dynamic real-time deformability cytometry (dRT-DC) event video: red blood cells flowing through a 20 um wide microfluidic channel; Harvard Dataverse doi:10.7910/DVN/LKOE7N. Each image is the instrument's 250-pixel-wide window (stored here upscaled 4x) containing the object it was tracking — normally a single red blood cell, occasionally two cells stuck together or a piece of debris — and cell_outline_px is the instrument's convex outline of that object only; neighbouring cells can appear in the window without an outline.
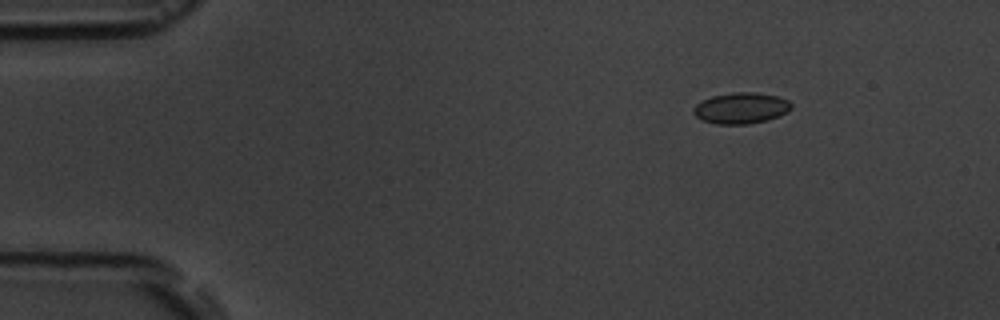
{"species": "common noctule bat (a hibernating species)", "species_latin": "Nyctalus noctula", "temperature_condition": "room temperature", "stored_images_in_passage": 8, "camera_frame_rate_fps": 3000, "um_per_image_px": 0.085, "animal": {"sex": "male", "body_mass_g": 19.5, "forearm_length_mm": 54.6}, "frame": {"image": 1, "passage_image": 3, "time_ms": 2.333, "image_size_px": [1000, 320], "cell_outline_px": [[792, 108], [788, 112], [780, 116], [768, 120], [748, 124], [716, 124], [704, 120], [696, 116], [692, 112], [692, 108], [696, 104], [712, 96], [732, 92], [756, 92], [776, 96], [788, 100], [792, 104]], "centroid_in_image_um": [63.01, 9.19], "position_along_channel_um": 22.0, "area_um2": 17.8}}
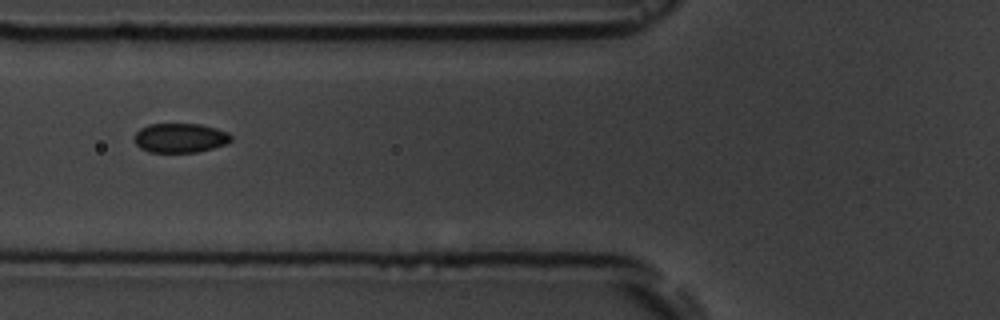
{"frame": {"image": 2, "passage_image": 7, "time_ms": 7.0, "image_size_px": [1000, 320], "cell_outline_px": [[232, 140], [228, 144], [196, 152], [148, 152], [140, 148], [136, 144], [136, 132], [140, 128], [148, 124], [200, 124], [216, 128], [228, 132], [232, 136]], "centroid_in_image_um": [15.34, 11.72], "position_along_channel_um": 110.5, "area_um2": 16.59}}
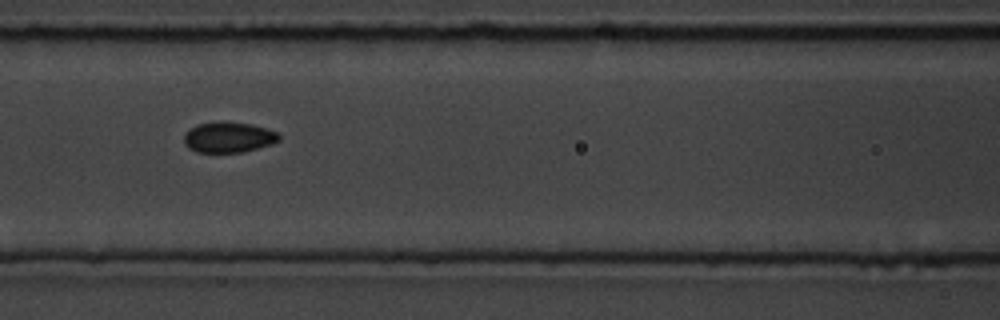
{"frame": {"image": 3, "passage_image": 8, "time_ms": 8.0, "image_size_px": [1000, 320], "cell_outline_px": [[280, 140], [272, 144], [244, 152], [196, 152], [188, 148], [184, 144], [184, 136], [196, 124], [252, 124], [276, 132], [280, 136]], "centroid_in_image_um": [19.44, 11.72], "position_along_channel_um": 147.2, "area_um2": 16.24}}